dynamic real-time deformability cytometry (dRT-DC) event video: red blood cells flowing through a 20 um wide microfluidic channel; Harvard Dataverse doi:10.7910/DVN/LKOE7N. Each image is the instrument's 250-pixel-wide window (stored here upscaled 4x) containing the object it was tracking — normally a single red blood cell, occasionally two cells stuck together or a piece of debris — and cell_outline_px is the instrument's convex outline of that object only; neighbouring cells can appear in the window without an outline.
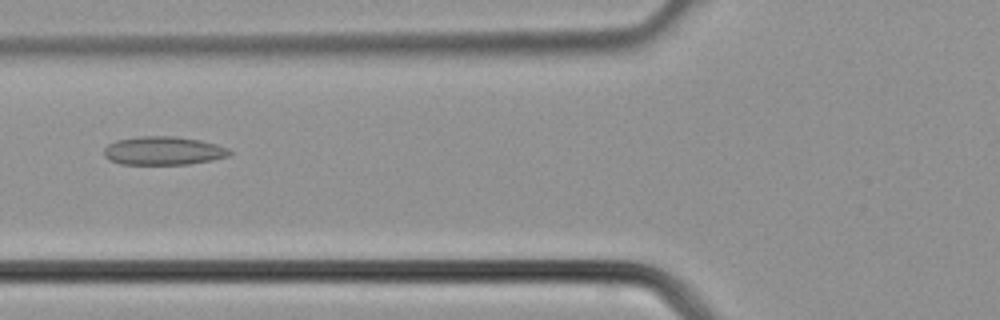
{"species": "common noctule bat (a hibernating species)", "species_latin": "Nyctalus noctula", "temperature_condition": "cold", "stored_images_in_passage": 27, "camera_frame_rate_fps": 3000, "um_per_image_px": 0.085, "animal": {"sex": "male", "body_mass_g": 21.5, "forearm_length_mm": 52.0}, "frame": {"image": 1, "passage_image": 4, "time_ms": 1.0, "image_size_px": [1000, 320], "cell_outline_px": [[232, 152], [228, 156], [212, 160], [188, 164], [120, 164], [108, 160], [104, 156], [104, 148], [108, 144], [116, 140], [140, 136], [176, 136], [200, 140], [216, 144], [228, 148]], "centroid_in_image_um": [13.86, 12.81], "position_along_channel_um": 111.9, "area_um2": 20.92}}
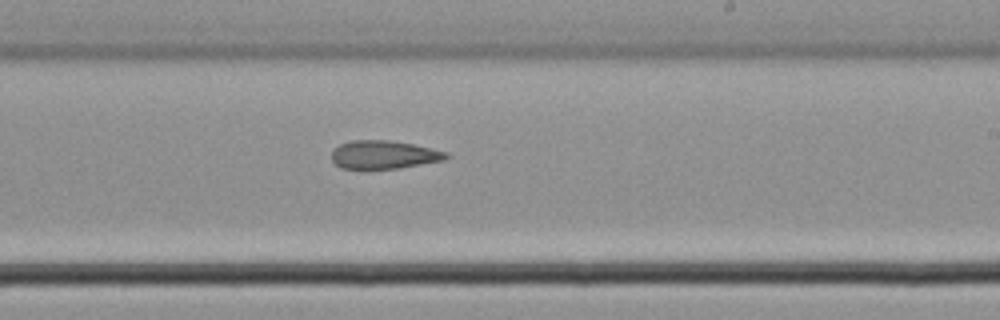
{"frame": {"image": 2, "passage_image": 12, "time_ms": 3.667, "image_size_px": [1000, 320], "cell_outline_px": [[452, 156], [444, 160], [400, 168], [340, 168], [332, 160], [332, 148], [340, 144], [352, 140], [388, 140], [412, 144], [432, 148], [448, 152]], "centroid_in_image_um": [32.65, 13.14], "position_along_channel_um": 256.4, "area_um2": 18.9}}
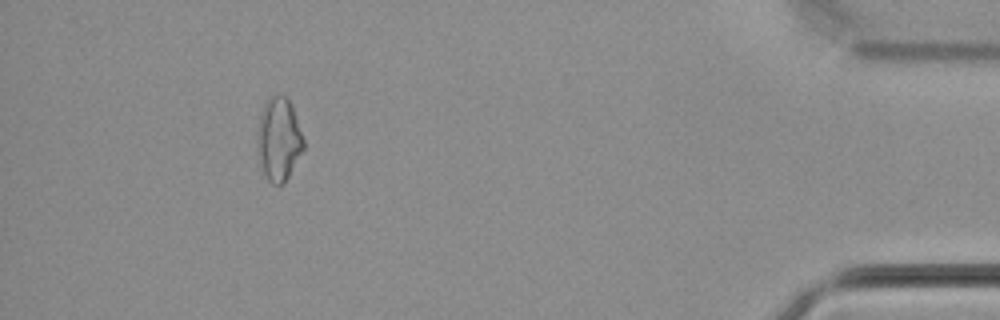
{"frame": {"image": 3, "passage_image": 24, "time_ms": 7.667, "image_size_px": [1000, 320], "cell_outline_px": [[304, 148], [284, 184], [272, 184], [268, 180], [264, 172], [256, 152], [256, 128], [260, 112], [268, 96], [284, 96], [292, 104], [304, 140]], "centroid_in_image_um": [23.66, 11.82], "position_along_channel_um": 411.5, "area_um2": 22.72}}